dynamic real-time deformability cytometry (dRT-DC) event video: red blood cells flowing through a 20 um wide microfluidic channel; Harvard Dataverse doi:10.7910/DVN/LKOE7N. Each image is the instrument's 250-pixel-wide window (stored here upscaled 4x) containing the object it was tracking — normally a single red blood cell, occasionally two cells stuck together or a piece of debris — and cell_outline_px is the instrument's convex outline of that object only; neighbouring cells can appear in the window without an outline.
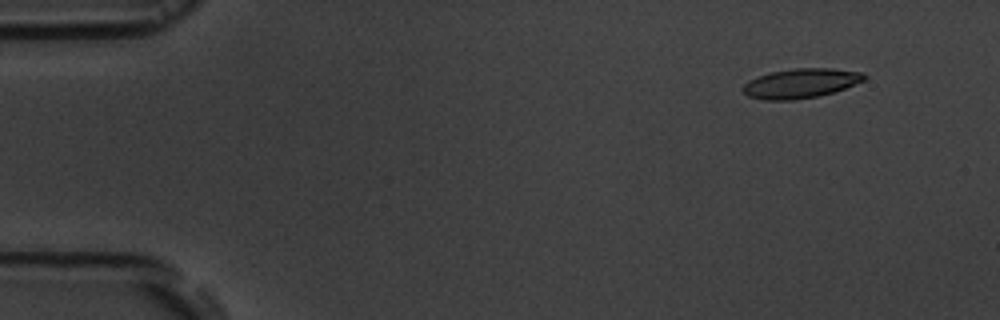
{"species": "common noctule bat (a hibernating species)", "species_latin": "Nyctalus noctula", "temperature_condition": "room temperature", "stored_images_in_passage": 4, "camera_frame_rate_fps": 3000, "um_per_image_px": 0.085, "animal": {"sex": "male", "body_mass_g": 19.5, "forearm_length_mm": 54.6}, "frame": {"image": 1, "passage_image": 1, "time_ms": 0.0, "image_size_px": [1000, 320], "cell_outline_px": [[868, 76], [864, 80], [844, 88], [832, 92], [816, 96], [792, 100], [764, 100], [748, 96], [740, 88], [748, 80], [772, 72], [796, 68], [832, 68], [860, 72]], "centroid_in_image_um": [68.03, 7.08], "position_along_channel_um": 17.0, "area_um2": 20.63}}
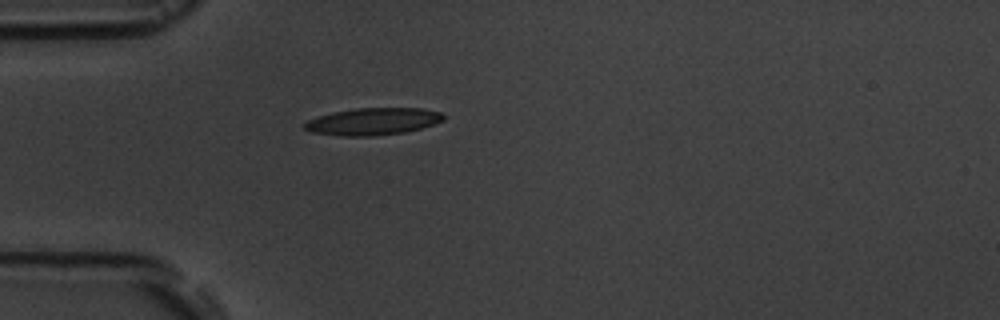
{"frame": {"image": 2, "passage_image": 4, "time_ms": 3.667, "image_size_px": [1000, 320], "cell_outline_px": [[444, 120], [420, 128], [404, 132], [372, 136], [340, 136], [312, 132], [304, 128], [304, 124], [308, 120], [332, 112], [356, 108], [424, 108], [440, 112], [444, 116]], "centroid_in_image_um": [31.7, 10.32], "position_along_channel_um": 53.3, "area_um2": 21.79}}